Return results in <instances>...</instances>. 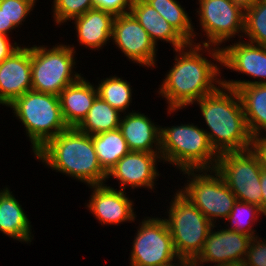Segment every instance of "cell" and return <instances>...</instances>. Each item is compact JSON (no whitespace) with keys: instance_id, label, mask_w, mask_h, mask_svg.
<instances>
[{"instance_id":"cell-15","label":"cell","mask_w":266,"mask_h":266,"mask_svg":"<svg viewBox=\"0 0 266 266\" xmlns=\"http://www.w3.org/2000/svg\"><path fill=\"white\" fill-rule=\"evenodd\" d=\"M160 153L129 151L107 173L109 178L119 181V189L125 188H156V179L160 177L157 163L161 162ZM129 186V187H128Z\"/></svg>"},{"instance_id":"cell-31","label":"cell","mask_w":266,"mask_h":266,"mask_svg":"<svg viewBox=\"0 0 266 266\" xmlns=\"http://www.w3.org/2000/svg\"><path fill=\"white\" fill-rule=\"evenodd\" d=\"M35 6L30 0H0V8L7 17L8 24H13L16 28L22 27L20 25L32 14L30 12Z\"/></svg>"},{"instance_id":"cell-6","label":"cell","mask_w":266,"mask_h":266,"mask_svg":"<svg viewBox=\"0 0 266 266\" xmlns=\"http://www.w3.org/2000/svg\"><path fill=\"white\" fill-rule=\"evenodd\" d=\"M163 217L180 260L193 261L201 252L213 224L186 196L175 189Z\"/></svg>"},{"instance_id":"cell-29","label":"cell","mask_w":266,"mask_h":266,"mask_svg":"<svg viewBox=\"0 0 266 266\" xmlns=\"http://www.w3.org/2000/svg\"><path fill=\"white\" fill-rule=\"evenodd\" d=\"M243 35L248 42L266 46V0H255L245 9Z\"/></svg>"},{"instance_id":"cell-19","label":"cell","mask_w":266,"mask_h":266,"mask_svg":"<svg viewBox=\"0 0 266 266\" xmlns=\"http://www.w3.org/2000/svg\"><path fill=\"white\" fill-rule=\"evenodd\" d=\"M115 15L111 12L93 8L72 19L75 24L76 39L79 46L98 51L110 43Z\"/></svg>"},{"instance_id":"cell-20","label":"cell","mask_w":266,"mask_h":266,"mask_svg":"<svg viewBox=\"0 0 266 266\" xmlns=\"http://www.w3.org/2000/svg\"><path fill=\"white\" fill-rule=\"evenodd\" d=\"M97 96L96 85L83 76L61 91V113L68 128H77L81 124Z\"/></svg>"},{"instance_id":"cell-38","label":"cell","mask_w":266,"mask_h":266,"mask_svg":"<svg viewBox=\"0 0 266 266\" xmlns=\"http://www.w3.org/2000/svg\"><path fill=\"white\" fill-rule=\"evenodd\" d=\"M234 3L241 5L244 9L249 7L255 0H230Z\"/></svg>"},{"instance_id":"cell-24","label":"cell","mask_w":266,"mask_h":266,"mask_svg":"<svg viewBox=\"0 0 266 266\" xmlns=\"http://www.w3.org/2000/svg\"><path fill=\"white\" fill-rule=\"evenodd\" d=\"M122 115L120 111L114 109L101 97L97 96L87 116L77 129L91 136L115 130L119 128Z\"/></svg>"},{"instance_id":"cell-27","label":"cell","mask_w":266,"mask_h":266,"mask_svg":"<svg viewBox=\"0 0 266 266\" xmlns=\"http://www.w3.org/2000/svg\"><path fill=\"white\" fill-rule=\"evenodd\" d=\"M98 96L107 102L111 107L120 111L123 114L130 112L132 103L133 86L130 82L118 77L116 74L106 77L98 81L96 85ZM129 109V110H128Z\"/></svg>"},{"instance_id":"cell-21","label":"cell","mask_w":266,"mask_h":266,"mask_svg":"<svg viewBox=\"0 0 266 266\" xmlns=\"http://www.w3.org/2000/svg\"><path fill=\"white\" fill-rule=\"evenodd\" d=\"M10 190L4 187L0 191V233L14 241L31 244L34 238L31 222Z\"/></svg>"},{"instance_id":"cell-41","label":"cell","mask_w":266,"mask_h":266,"mask_svg":"<svg viewBox=\"0 0 266 266\" xmlns=\"http://www.w3.org/2000/svg\"><path fill=\"white\" fill-rule=\"evenodd\" d=\"M32 1L35 5H36V2H38V0H30Z\"/></svg>"},{"instance_id":"cell-14","label":"cell","mask_w":266,"mask_h":266,"mask_svg":"<svg viewBox=\"0 0 266 266\" xmlns=\"http://www.w3.org/2000/svg\"><path fill=\"white\" fill-rule=\"evenodd\" d=\"M218 223L213 225L208 233L203 248L198 256L192 261L194 266H213L228 263H243L251 241L250 236L223 228ZM222 227V229H221ZM217 228V231L215 230Z\"/></svg>"},{"instance_id":"cell-9","label":"cell","mask_w":266,"mask_h":266,"mask_svg":"<svg viewBox=\"0 0 266 266\" xmlns=\"http://www.w3.org/2000/svg\"><path fill=\"white\" fill-rule=\"evenodd\" d=\"M141 220L132 242L129 266H171L180 261L165 219L151 215Z\"/></svg>"},{"instance_id":"cell-7","label":"cell","mask_w":266,"mask_h":266,"mask_svg":"<svg viewBox=\"0 0 266 266\" xmlns=\"http://www.w3.org/2000/svg\"><path fill=\"white\" fill-rule=\"evenodd\" d=\"M75 48L74 44L62 43L51 48L32 45V90L59 96L64 88L76 82L83 74L75 71L78 62Z\"/></svg>"},{"instance_id":"cell-3","label":"cell","mask_w":266,"mask_h":266,"mask_svg":"<svg viewBox=\"0 0 266 266\" xmlns=\"http://www.w3.org/2000/svg\"><path fill=\"white\" fill-rule=\"evenodd\" d=\"M33 155L52 171L63 173L88 187L107 182V172L98 161L91 135L77 128L60 132Z\"/></svg>"},{"instance_id":"cell-25","label":"cell","mask_w":266,"mask_h":266,"mask_svg":"<svg viewBox=\"0 0 266 266\" xmlns=\"http://www.w3.org/2000/svg\"><path fill=\"white\" fill-rule=\"evenodd\" d=\"M91 137L98 161L107 173L130 151L119 128Z\"/></svg>"},{"instance_id":"cell-5","label":"cell","mask_w":266,"mask_h":266,"mask_svg":"<svg viewBox=\"0 0 266 266\" xmlns=\"http://www.w3.org/2000/svg\"><path fill=\"white\" fill-rule=\"evenodd\" d=\"M9 107L24 126L34 154L60 132L68 129L57 95L29 90L16 98Z\"/></svg>"},{"instance_id":"cell-32","label":"cell","mask_w":266,"mask_h":266,"mask_svg":"<svg viewBox=\"0 0 266 266\" xmlns=\"http://www.w3.org/2000/svg\"><path fill=\"white\" fill-rule=\"evenodd\" d=\"M244 266H266V238L252 237L246 258L243 262Z\"/></svg>"},{"instance_id":"cell-2","label":"cell","mask_w":266,"mask_h":266,"mask_svg":"<svg viewBox=\"0 0 266 266\" xmlns=\"http://www.w3.org/2000/svg\"><path fill=\"white\" fill-rule=\"evenodd\" d=\"M199 106L208 140L219 155L248 150L251 142L240 97L235 89L220 85L192 105ZM209 130V131H208Z\"/></svg>"},{"instance_id":"cell-26","label":"cell","mask_w":266,"mask_h":266,"mask_svg":"<svg viewBox=\"0 0 266 266\" xmlns=\"http://www.w3.org/2000/svg\"><path fill=\"white\" fill-rule=\"evenodd\" d=\"M159 13L161 17L173 26V28L188 42L196 44L195 26L185 7L177 0H145Z\"/></svg>"},{"instance_id":"cell-4","label":"cell","mask_w":266,"mask_h":266,"mask_svg":"<svg viewBox=\"0 0 266 266\" xmlns=\"http://www.w3.org/2000/svg\"><path fill=\"white\" fill-rule=\"evenodd\" d=\"M160 155L163 164L166 162L177 171L214 169L219 156L205 130L195 123L160 125Z\"/></svg>"},{"instance_id":"cell-12","label":"cell","mask_w":266,"mask_h":266,"mask_svg":"<svg viewBox=\"0 0 266 266\" xmlns=\"http://www.w3.org/2000/svg\"><path fill=\"white\" fill-rule=\"evenodd\" d=\"M235 42L221 48V67L251 76L254 81L223 78L222 85L236 90L241 86L266 84V46L243 39Z\"/></svg>"},{"instance_id":"cell-16","label":"cell","mask_w":266,"mask_h":266,"mask_svg":"<svg viewBox=\"0 0 266 266\" xmlns=\"http://www.w3.org/2000/svg\"><path fill=\"white\" fill-rule=\"evenodd\" d=\"M92 192L85 208L101 223V225H117L132 223L137 219L134 201L127 191L115 189L108 184L89 186ZM87 206V207H86Z\"/></svg>"},{"instance_id":"cell-36","label":"cell","mask_w":266,"mask_h":266,"mask_svg":"<svg viewBox=\"0 0 266 266\" xmlns=\"http://www.w3.org/2000/svg\"><path fill=\"white\" fill-rule=\"evenodd\" d=\"M12 30L16 31V27L13 24H8V19L0 8V34L9 36V33L13 32Z\"/></svg>"},{"instance_id":"cell-18","label":"cell","mask_w":266,"mask_h":266,"mask_svg":"<svg viewBox=\"0 0 266 266\" xmlns=\"http://www.w3.org/2000/svg\"><path fill=\"white\" fill-rule=\"evenodd\" d=\"M119 129L130 151L160 153V126L145 113L123 114Z\"/></svg>"},{"instance_id":"cell-30","label":"cell","mask_w":266,"mask_h":266,"mask_svg":"<svg viewBox=\"0 0 266 266\" xmlns=\"http://www.w3.org/2000/svg\"><path fill=\"white\" fill-rule=\"evenodd\" d=\"M52 17L55 25L66 24L94 8L93 0H53Z\"/></svg>"},{"instance_id":"cell-23","label":"cell","mask_w":266,"mask_h":266,"mask_svg":"<svg viewBox=\"0 0 266 266\" xmlns=\"http://www.w3.org/2000/svg\"><path fill=\"white\" fill-rule=\"evenodd\" d=\"M236 91L251 137L266 135V84L241 86Z\"/></svg>"},{"instance_id":"cell-33","label":"cell","mask_w":266,"mask_h":266,"mask_svg":"<svg viewBox=\"0 0 266 266\" xmlns=\"http://www.w3.org/2000/svg\"><path fill=\"white\" fill-rule=\"evenodd\" d=\"M133 0H93L94 8L121 15L130 12Z\"/></svg>"},{"instance_id":"cell-8","label":"cell","mask_w":266,"mask_h":266,"mask_svg":"<svg viewBox=\"0 0 266 266\" xmlns=\"http://www.w3.org/2000/svg\"><path fill=\"white\" fill-rule=\"evenodd\" d=\"M187 183L178 190L187 197L215 225L231 213L237 202L236 196L228 188L215 169L183 170ZM185 185V186H184Z\"/></svg>"},{"instance_id":"cell-11","label":"cell","mask_w":266,"mask_h":266,"mask_svg":"<svg viewBox=\"0 0 266 266\" xmlns=\"http://www.w3.org/2000/svg\"><path fill=\"white\" fill-rule=\"evenodd\" d=\"M214 169L238 201L260 207L262 202L260 186L262 168L250 149L219 154Z\"/></svg>"},{"instance_id":"cell-35","label":"cell","mask_w":266,"mask_h":266,"mask_svg":"<svg viewBox=\"0 0 266 266\" xmlns=\"http://www.w3.org/2000/svg\"><path fill=\"white\" fill-rule=\"evenodd\" d=\"M10 39L9 36L0 34V64L21 46L15 41L11 43Z\"/></svg>"},{"instance_id":"cell-17","label":"cell","mask_w":266,"mask_h":266,"mask_svg":"<svg viewBox=\"0 0 266 266\" xmlns=\"http://www.w3.org/2000/svg\"><path fill=\"white\" fill-rule=\"evenodd\" d=\"M32 90L31 47L20 46L0 64V105L8 107Z\"/></svg>"},{"instance_id":"cell-40","label":"cell","mask_w":266,"mask_h":266,"mask_svg":"<svg viewBox=\"0 0 266 266\" xmlns=\"http://www.w3.org/2000/svg\"><path fill=\"white\" fill-rule=\"evenodd\" d=\"M216 266H244V264L243 263H228V264H220Z\"/></svg>"},{"instance_id":"cell-28","label":"cell","mask_w":266,"mask_h":266,"mask_svg":"<svg viewBox=\"0 0 266 266\" xmlns=\"http://www.w3.org/2000/svg\"><path fill=\"white\" fill-rule=\"evenodd\" d=\"M259 216L262 217L260 207L237 200L231 213L224 220L229 222V225L226 224L224 227L229 230L246 234L250 237H256L258 235L256 234L257 230L253 228L258 220H260Z\"/></svg>"},{"instance_id":"cell-10","label":"cell","mask_w":266,"mask_h":266,"mask_svg":"<svg viewBox=\"0 0 266 266\" xmlns=\"http://www.w3.org/2000/svg\"><path fill=\"white\" fill-rule=\"evenodd\" d=\"M197 4L196 17L207 38L196 44L221 49L231 38L243 39L245 9L241 5L230 0H198Z\"/></svg>"},{"instance_id":"cell-1","label":"cell","mask_w":266,"mask_h":266,"mask_svg":"<svg viewBox=\"0 0 266 266\" xmlns=\"http://www.w3.org/2000/svg\"><path fill=\"white\" fill-rule=\"evenodd\" d=\"M173 52H176L175 62L157 91L158 95L165 98L169 115L186 109L222 84L220 48L188 43ZM205 53L213 62L207 59Z\"/></svg>"},{"instance_id":"cell-39","label":"cell","mask_w":266,"mask_h":266,"mask_svg":"<svg viewBox=\"0 0 266 266\" xmlns=\"http://www.w3.org/2000/svg\"><path fill=\"white\" fill-rule=\"evenodd\" d=\"M171 266H194L192 261L180 260Z\"/></svg>"},{"instance_id":"cell-37","label":"cell","mask_w":266,"mask_h":266,"mask_svg":"<svg viewBox=\"0 0 266 266\" xmlns=\"http://www.w3.org/2000/svg\"><path fill=\"white\" fill-rule=\"evenodd\" d=\"M260 186L262 192V202L260 205L261 215L266 218V170L262 169L260 177Z\"/></svg>"},{"instance_id":"cell-34","label":"cell","mask_w":266,"mask_h":266,"mask_svg":"<svg viewBox=\"0 0 266 266\" xmlns=\"http://www.w3.org/2000/svg\"><path fill=\"white\" fill-rule=\"evenodd\" d=\"M249 149L256 156L260 167L266 170V135L251 137Z\"/></svg>"},{"instance_id":"cell-22","label":"cell","mask_w":266,"mask_h":266,"mask_svg":"<svg viewBox=\"0 0 266 266\" xmlns=\"http://www.w3.org/2000/svg\"><path fill=\"white\" fill-rule=\"evenodd\" d=\"M130 13L145 29L156 47H158L159 40L171 44L173 50L188 44L173 26L161 17L156 9L145 0H133Z\"/></svg>"},{"instance_id":"cell-13","label":"cell","mask_w":266,"mask_h":266,"mask_svg":"<svg viewBox=\"0 0 266 266\" xmlns=\"http://www.w3.org/2000/svg\"><path fill=\"white\" fill-rule=\"evenodd\" d=\"M111 41L133 63L147 69L157 68L158 49L130 12L115 15Z\"/></svg>"}]
</instances>
